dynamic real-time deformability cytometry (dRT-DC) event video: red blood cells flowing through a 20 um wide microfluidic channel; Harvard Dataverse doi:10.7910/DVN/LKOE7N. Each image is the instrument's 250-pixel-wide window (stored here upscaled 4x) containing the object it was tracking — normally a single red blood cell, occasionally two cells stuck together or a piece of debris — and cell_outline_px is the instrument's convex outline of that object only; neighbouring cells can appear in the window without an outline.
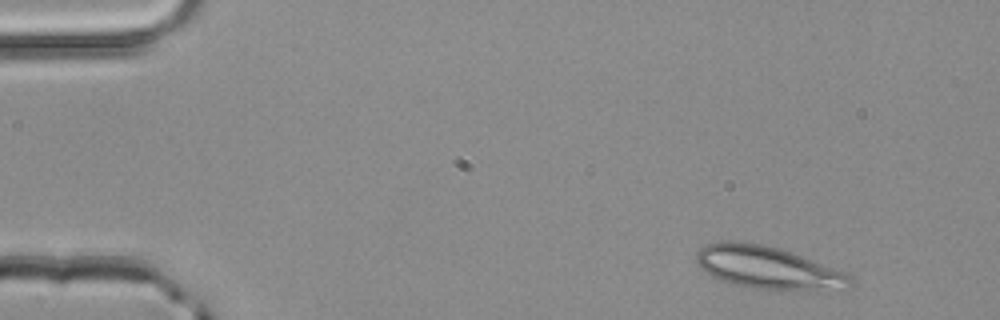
{"species": "common noctule bat (a hibernating species)", "species_latin": "Nyctalus noctula", "temperature_condition": "room temperature", "stored_images_in_passage": 3, "camera_frame_rate_fps": 3000, "um_per_image_px": 0.085, "animal": {"sex": "male", "body_mass_g": 20.4}, "frame": {"image": 1, "passage_image": 1, "time_ms": 0.0, "image_size_px": [1000, 320], "cell_outline_px": [[852, 284], [844, 292], [748, 288], [732, 284], [720, 280], [712, 276], [700, 268], [696, 260], [696, 252], [700, 248], [708, 244], [720, 240], [728, 240], [764, 244], [800, 256], [844, 272], [852, 276]], "centroid_in_image_um": [65.3, 22.78], "position_along_channel_um": 19.7, "area_um2": 38.55}}